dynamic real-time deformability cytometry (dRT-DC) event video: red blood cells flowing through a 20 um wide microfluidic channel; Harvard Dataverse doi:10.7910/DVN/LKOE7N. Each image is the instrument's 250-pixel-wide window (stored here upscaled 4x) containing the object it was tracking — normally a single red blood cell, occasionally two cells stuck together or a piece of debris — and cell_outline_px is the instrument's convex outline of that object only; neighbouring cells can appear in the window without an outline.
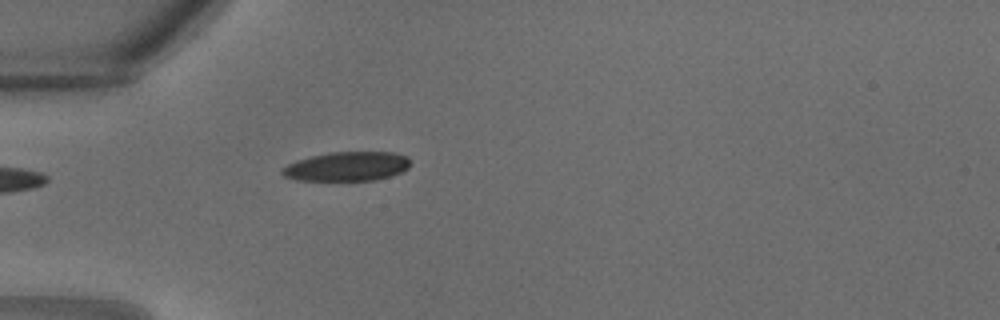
{"species": "common noctule bat (a hibernating species)", "species_latin": "Nyctalus noctula", "temperature_condition": "warm", "stored_images_in_passage": 20, "camera_frame_rate_fps": 3000, "um_per_image_px": 0.085, "animal": {"sex": "male", "body_mass_g": 18.8}, "frame": {"image": 1, "passage_image": 1, "time_ms": 0.0, "image_size_px": [1000, 320], "cell_outline_px": [[408, 168], [400, 172], [376, 180], [296, 180], [284, 176], [280, 172], [280, 168], [296, 160], [328, 152], [392, 152], [408, 156]], "centroid_in_image_um": [29.44, 14.14], "position_along_channel_um": 55.6, "area_um2": 21.73}}
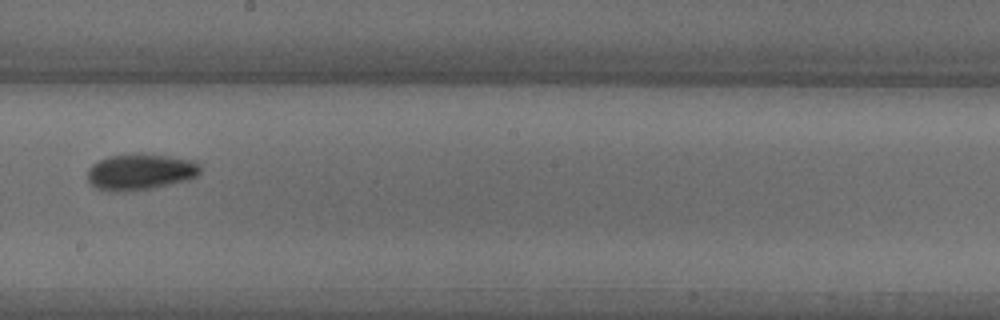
{"frame": {"image": 2, "passage_image": 10, "time_ms": 3.0, "image_size_px": [1000, 320], "cell_outline_px": [[200, 172], [196, 176], [188, 180], [152, 188], [128, 192], [108, 192], [96, 188], [88, 180], [88, 168], [92, 164], [108, 156], [136, 152], [168, 156], [192, 160], [200, 164]], "centroid_in_image_um": [11.9, 14.61], "position_along_channel_um": 236.3, "area_um2": 24.16}}
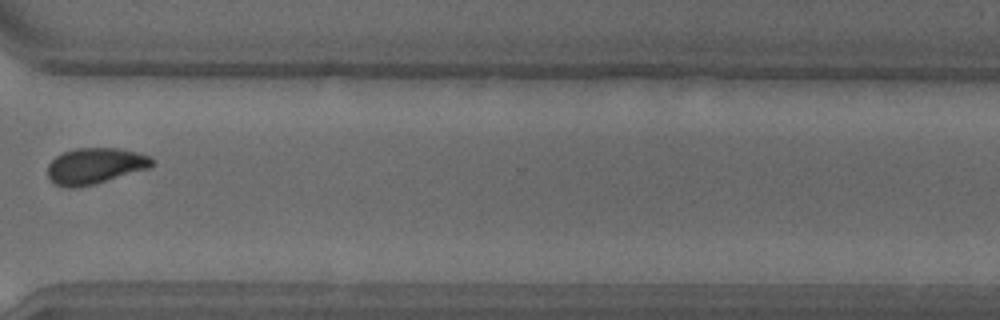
{"frame": {"image": 3, "passage_image": 16, "time_ms": 5.0, "image_size_px": [1000, 320], "cell_outline_px": [[156, 160], [148, 168], [92, 184], [76, 188], [60, 188], [52, 184], [48, 176], [48, 164], [56, 156], [64, 152], [76, 148], [120, 148], [152, 156]], "centroid_in_image_um": [8.04, 14.1], "position_along_channel_um": 362.6, "area_um2": 21.96}}